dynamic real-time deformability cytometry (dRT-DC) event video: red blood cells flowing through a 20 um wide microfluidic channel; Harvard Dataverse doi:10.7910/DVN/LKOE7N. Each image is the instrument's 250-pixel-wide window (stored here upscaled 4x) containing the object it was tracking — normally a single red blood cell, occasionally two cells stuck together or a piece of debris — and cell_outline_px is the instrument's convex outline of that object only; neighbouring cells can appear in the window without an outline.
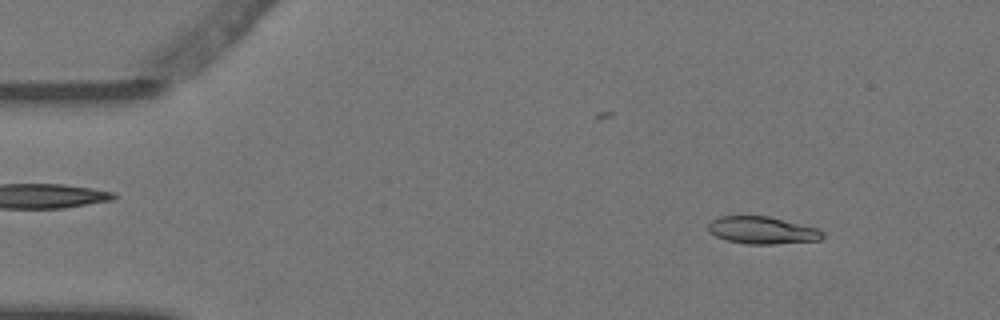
{"species": "Egyptian fruit bat (a non-hibernating species)", "species_latin": "Rousettus aegyptiacus", "temperature_condition": "warm", "stored_images_in_passage": 4, "segment_of_instrument_passage": [1, 2], "camera_frame_rate_fps": 3000, "um_per_image_px": 0.085, "animal": {"sex": "female"}, "frame": {"image": 1, "passage_image": 1, "time_ms": 0.0, "image_size_px": [1000, 320], "cell_outline_px": [[824, 236], [820, 240], [776, 244], [748, 244], [728, 240], [716, 236], [708, 232], [708, 224], [712, 220], [720, 216], [768, 216], [816, 228], [824, 232]], "centroid_in_image_um": [64.78, 19.58], "position_along_channel_um": 20.2, "area_um2": 18.09}}
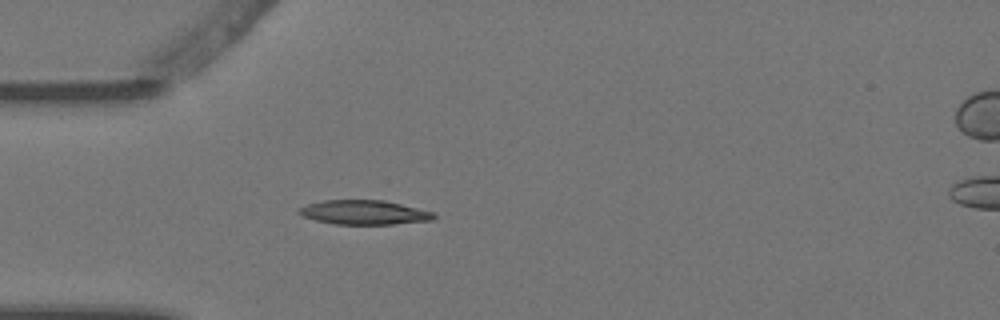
{"frame": {"image": 2, "passage_image": 3, "time_ms": 0.667, "image_size_px": [1000, 320], "cell_outline_px": [[436, 216], [432, 220], [392, 224], [336, 224], [316, 220], [300, 216], [296, 212], [300, 208], [308, 204], [324, 200], [384, 200], [436, 212]], "centroid_in_image_um": [30.96, 18.05], "position_along_channel_um": 54.0, "area_um2": 19.13}}